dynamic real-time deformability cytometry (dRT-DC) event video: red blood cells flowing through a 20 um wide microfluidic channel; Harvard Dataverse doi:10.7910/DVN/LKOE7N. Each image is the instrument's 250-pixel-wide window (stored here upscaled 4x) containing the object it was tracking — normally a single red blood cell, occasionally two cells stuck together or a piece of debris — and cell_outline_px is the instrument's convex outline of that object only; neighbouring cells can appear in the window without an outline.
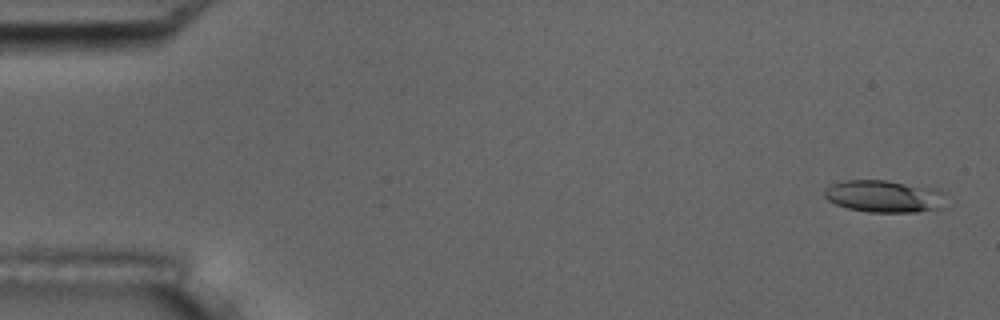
{"species": "common noctule bat (a hibernating species)", "species_latin": "Nyctalus noctula", "temperature_condition": "room temperature", "stored_images_in_passage": 5, "camera_frame_rate_fps": 3000, "um_per_image_px": 0.085, "animal": {"sex": "male", "body_mass_g": 17.5, "forearm_length_mm": 52.3}, "frame": {"image": 1, "passage_image": 1, "time_ms": 0.0, "image_size_px": [1000, 320], "cell_outline_px": [[944, 208], [916, 212], [868, 212], [848, 208], [836, 204], [828, 200], [824, 196], [824, 188], [832, 184], [844, 180], [884, 180], [932, 188], [944, 192]], "centroid_in_image_um": [75.14, 16.69], "position_along_channel_um": 9.9, "area_um2": 22.77}}